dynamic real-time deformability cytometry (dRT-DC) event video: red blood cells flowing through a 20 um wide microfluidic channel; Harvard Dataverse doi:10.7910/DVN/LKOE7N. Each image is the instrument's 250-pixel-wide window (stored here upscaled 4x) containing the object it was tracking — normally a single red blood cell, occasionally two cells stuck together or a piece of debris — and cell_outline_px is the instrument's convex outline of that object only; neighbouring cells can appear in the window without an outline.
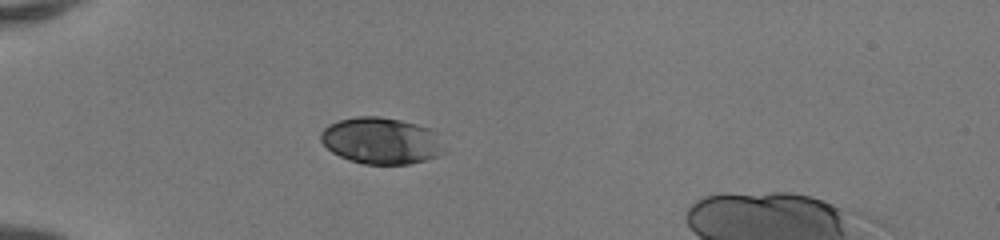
{"species": "human", "species_latin": "Homo sapiens", "temperature_condition": "room temperature", "stored_images_in_passage": 36, "camera_frame_rate_fps": 3000, "um_per_image_px": 0.085, "donor": {"sex": "female"}, "frame": {"image": 1, "passage_image": 1, "time_ms": 0.0, "image_size_px": [1000, 240], "cell_outline_px": [[444, 152], [436, 156], [424, 160], [408, 164], [364, 164], [348, 160], [332, 152], [320, 140], [320, 132], [328, 124], [336, 120], [356, 116], [380, 116], [400, 120], [416, 124], [428, 128], [436, 132]], "centroid_in_image_um": [32.35, 11.95], "position_along_channel_um": 52.7, "area_um2": 33.47}}
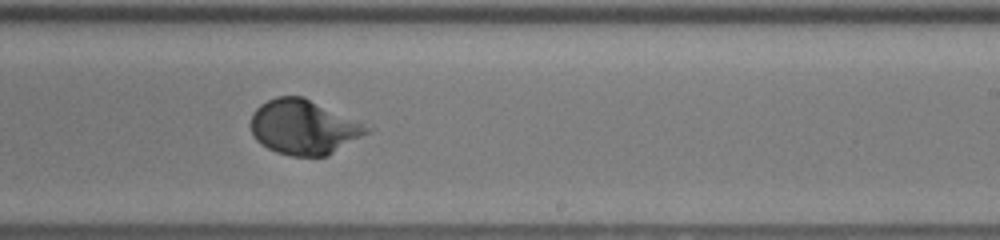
{"frame": {"image": 2, "passage_image": 18, "time_ms": 5.667, "image_size_px": [1000, 240], "cell_outline_px": [[376, 128], [372, 132], [328, 156], [292, 156], [276, 152], [260, 144], [256, 140], [252, 132], [252, 112], [260, 104], [276, 96], [304, 96]], "centroid_in_image_um": [25.89, 10.81], "position_along_channel_um": 263.1, "area_um2": 37.57}}
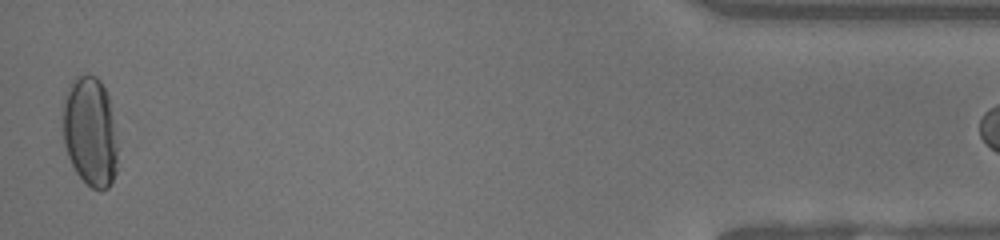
{"frame": {"image": 3, "passage_image": 35, "time_ms": 11.333, "image_size_px": [1000, 240], "cell_outline_px": [[116, 172], [108, 188], [92, 188], [76, 172], [68, 156], [64, 144], [64, 96], [72, 80], [80, 72], [88, 72], [96, 76], [100, 80], [108, 96], [112, 116], [116, 144]], "centroid_in_image_um": [7.65, 11.12], "position_along_channel_um": 427.6, "area_um2": 34.68}}